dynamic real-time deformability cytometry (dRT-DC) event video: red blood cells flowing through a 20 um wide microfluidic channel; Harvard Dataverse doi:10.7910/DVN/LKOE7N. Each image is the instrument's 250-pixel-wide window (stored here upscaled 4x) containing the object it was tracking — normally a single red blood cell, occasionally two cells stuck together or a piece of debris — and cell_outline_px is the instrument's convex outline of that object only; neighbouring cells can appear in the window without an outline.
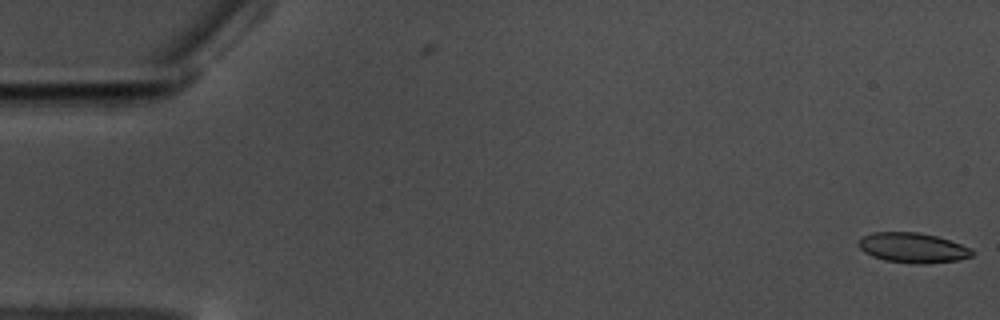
{"species": "common noctule bat (a hibernating species)", "species_latin": "Nyctalus noctula", "temperature_condition": "warm", "stored_images_in_passage": 2, "camera_frame_rate_fps": 3000, "um_per_image_px": 0.085, "animal": {"sex": "male", "body_mass_g": 17.5, "forearm_length_mm": 52.3}, "frame": {"image": 1, "passage_image": 2, "time_ms": 0.333, "image_size_px": [1000, 320], "cell_outline_px": [[976, 252], [972, 256], [956, 260], [924, 264], [916, 264], [884, 260], [872, 256], [864, 252], [856, 244], [856, 240], [872, 232], [920, 232], [936, 236], [972, 248]], "centroid_in_image_um": [77.56, 21.06], "position_along_channel_um": 7.4, "area_um2": 20.0}}